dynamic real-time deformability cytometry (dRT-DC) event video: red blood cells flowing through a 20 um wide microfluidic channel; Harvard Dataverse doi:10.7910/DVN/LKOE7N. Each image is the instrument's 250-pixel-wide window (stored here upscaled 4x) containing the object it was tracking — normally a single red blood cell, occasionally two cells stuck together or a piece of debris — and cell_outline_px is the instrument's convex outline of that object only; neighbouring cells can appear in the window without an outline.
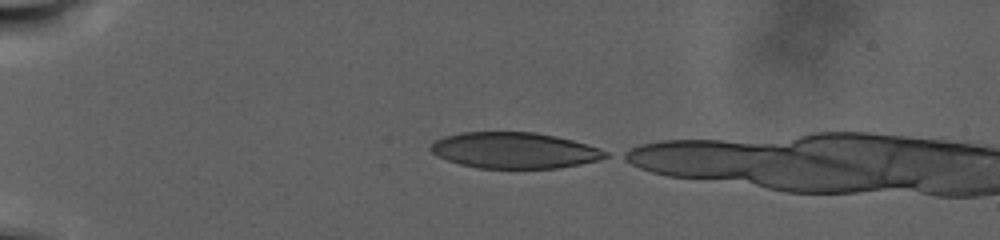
{"species": "human", "species_latin": "Homo sapiens", "temperature_condition": "warm", "stored_images_in_passage": 63, "camera_frame_rate_fps": 3000, "um_per_image_px": 0.085, "donor": {"sex": "male"}, "frame": {"image": 1, "passage_image": 1, "time_ms": 0.0, "image_size_px": [1000, 240], "cell_outline_px": [[608, 156], [600, 160], [560, 168], [476, 168], [460, 164], [436, 156], [428, 148], [436, 140], [444, 136], [460, 132], [536, 132], [556, 136], [572, 140], [600, 148], [608, 152]], "centroid_in_image_um": [43.72, 12.78], "position_along_channel_um": 41.3, "area_um2": 36.82}}
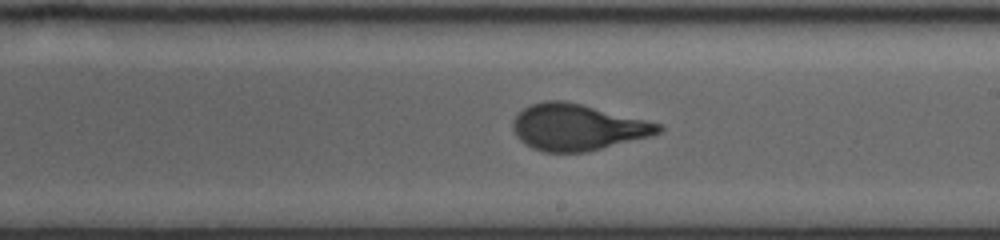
{"frame": {"image": 2, "passage_image": 35, "time_ms": 11.333, "image_size_px": [1000, 240], "cell_outline_px": [[664, 128], [660, 132], [652, 136], [588, 152], [544, 152], [532, 148], [524, 144], [516, 136], [512, 128], [512, 124], [516, 116], [524, 108], [532, 104], [544, 100], [564, 100], [664, 124]], "centroid_in_image_um": [49.11, 10.82], "position_along_channel_um": 239.9, "area_um2": 39.48}}
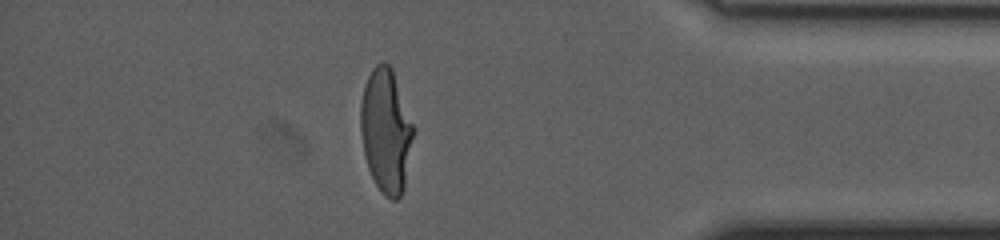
{"frame": {"image": 3, "passage_image": 60, "time_ms": 19.667, "image_size_px": [1000, 240], "cell_outline_px": [[416, 128], [404, 188], [400, 196], [396, 200], [392, 200], [384, 196], [376, 184], [368, 168], [364, 156], [360, 132], [360, 104], [364, 84], [372, 68], [380, 60], [384, 60], [392, 68]], "centroid_in_image_um": [32.82, 11.09], "position_along_channel_um": 402.4, "area_um2": 38.96}}